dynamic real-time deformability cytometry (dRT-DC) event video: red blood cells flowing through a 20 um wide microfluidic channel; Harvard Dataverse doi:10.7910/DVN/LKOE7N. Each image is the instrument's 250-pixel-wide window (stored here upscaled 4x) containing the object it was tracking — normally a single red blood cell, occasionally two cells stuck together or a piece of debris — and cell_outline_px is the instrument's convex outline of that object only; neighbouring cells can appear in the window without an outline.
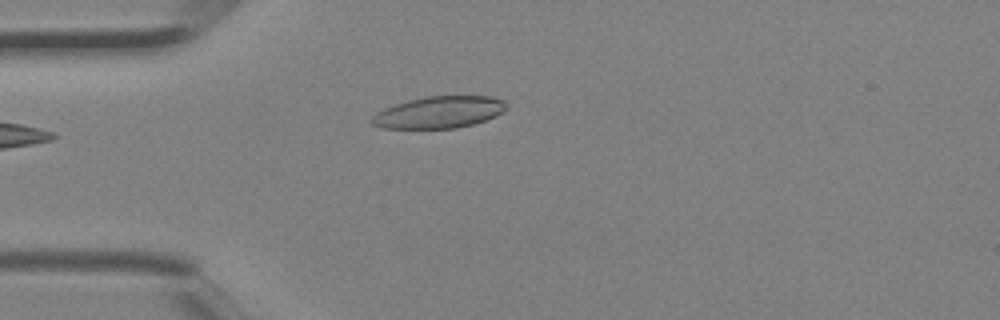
{"species": "Egyptian fruit bat (a non-hibernating species)", "species_latin": "Rousettus aegyptiacus", "temperature_condition": "room temperature", "stored_images_in_passage": 1, "camera_frame_rate_fps": 3000, "um_per_image_px": 0.085, "animal": {"sex": "female"}, "frame": {"image": 1, "passage_image": 1, "time_ms": 0.0, "image_size_px": [1000, 320], "cell_outline_px": [[508, 108], [504, 112], [496, 116], [472, 124], [456, 128], [380, 128], [372, 124], [372, 116], [376, 112], [384, 108], [408, 100], [424, 96], [492, 96], [504, 100], [508, 104]], "centroid_in_image_um": [37.35, 9.53], "position_along_channel_um": 47.6, "area_um2": 25.09}}